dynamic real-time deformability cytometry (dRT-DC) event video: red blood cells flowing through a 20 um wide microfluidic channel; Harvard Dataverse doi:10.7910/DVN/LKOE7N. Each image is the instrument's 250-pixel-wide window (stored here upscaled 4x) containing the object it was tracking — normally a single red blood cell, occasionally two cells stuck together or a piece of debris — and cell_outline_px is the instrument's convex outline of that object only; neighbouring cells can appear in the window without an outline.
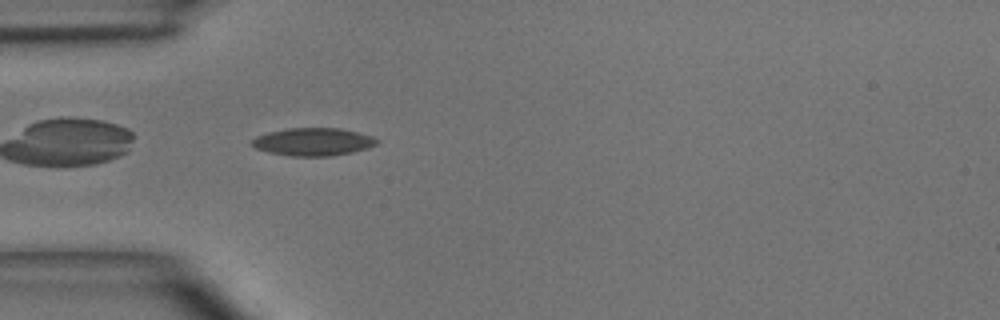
{"species": "common noctule bat (a hibernating species)", "species_latin": "Nyctalus noctula", "temperature_condition": "room temperature", "stored_images_in_passage": 4, "camera_frame_rate_fps": 3000, "um_per_image_px": 0.085, "animal": {"sex": "male", "body_mass_g": 15.6}, "frame": {"image": 1, "passage_image": 4, "time_ms": 4.333, "image_size_px": [1000, 320], "cell_outline_px": [[380, 140], [376, 144], [368, 148], [352, 152], [332, 156], [292, 156], [268, 152], [256, 148], [252, 144], [252, 140], [256, 136], [268, 132], [288, 128], [340, 128], [372, 136]], "centroid_in_image_um": [26.63, 12.05], "position_along_channel_um": 58.4, "area_um2": 20.17}}